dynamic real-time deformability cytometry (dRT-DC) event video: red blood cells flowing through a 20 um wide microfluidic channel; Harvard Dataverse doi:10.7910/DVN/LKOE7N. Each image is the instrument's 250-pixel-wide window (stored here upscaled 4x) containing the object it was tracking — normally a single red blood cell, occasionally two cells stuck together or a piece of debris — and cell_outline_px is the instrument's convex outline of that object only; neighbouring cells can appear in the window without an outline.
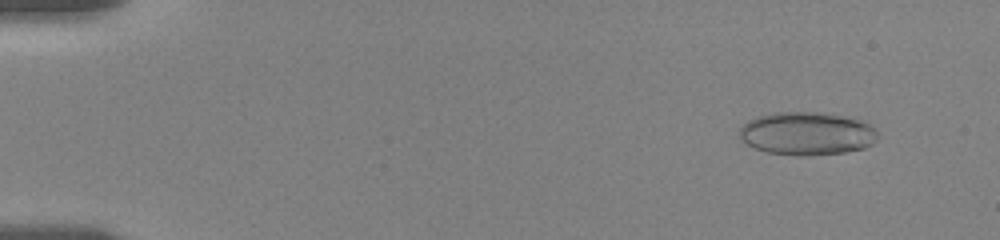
{"species": "human", "species_latin": "Homo sapiens", "temperature_condition": "room temperature", "stored_images_in_passage": 10, "camera_frame_rate_fps": 3000, "um_per_image_px": 0.085, "donor": {"sex": "female"}, "frame": {"image": 1, "passage_image": 2, "time_ms": 1.0, "image_size_px": [1000, 240], "cell_outline_px": [[880, 136], [872, 144], [864, 148], [844, 152], [800, 156], [796, 156], [768, 152], [756, 148], [740, 140], [740, 128], [748, 120], [756, 116], [772, 112], [816, 112], [864, 120], [876, 128]], "centroid_in_image_um": [68.61, 11.34], "position_along_channel_um": 16.4, "area_um2": 34.91}}
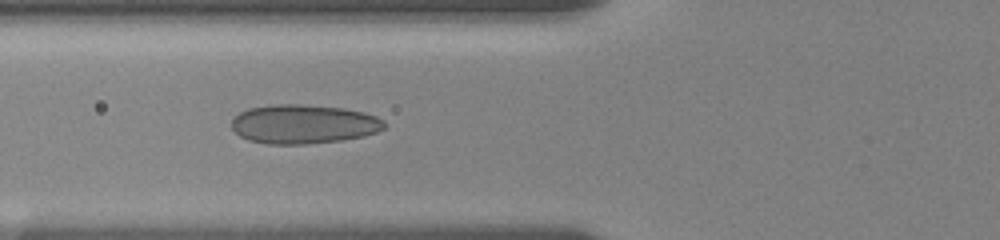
{"frame": {"image": 2, "passage_image": 9, "time_ms": 6.667, "image_size_px": [1000, 240], "cell_outline_px": [[384, 128], [376, 132], [364, 136], [340, 140], [304, 144], [268, 144], [248, 140], [240, 136], [232, 128], [232, 116], [248, 108], [276, 104], [300, 104], [344, 108], [364, 112], [376, 116], [384, 120]], "centroid_in_image_um": [25.78, 10.54], "position_along_channel_um": 100.0, "area_um2": 34.85}}
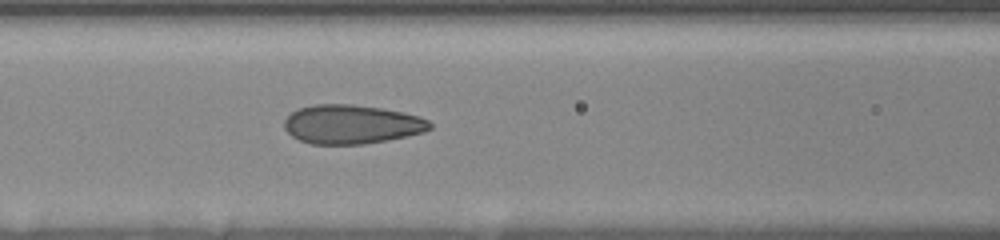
{"frame": {"image": 3, "passage_image": 10, "time_ms": 7.667, "image_size_px": [1000, 240], "cell_outline_px": [[432, 128], [424, 132], [408, 136], [388, 140], [364, 144], [312, 144], [300, 140], [292, 136], [284, 128], [284, 120], [296, 108], [312, 104], [352, 104], [380, 108], [404, 112], [420, 116], [428, 120], [432, 124]], "centroid_in_image_um": [29.89, 10.56], "position_along_channel_um": 136.7, "area_um2": 33.35}}